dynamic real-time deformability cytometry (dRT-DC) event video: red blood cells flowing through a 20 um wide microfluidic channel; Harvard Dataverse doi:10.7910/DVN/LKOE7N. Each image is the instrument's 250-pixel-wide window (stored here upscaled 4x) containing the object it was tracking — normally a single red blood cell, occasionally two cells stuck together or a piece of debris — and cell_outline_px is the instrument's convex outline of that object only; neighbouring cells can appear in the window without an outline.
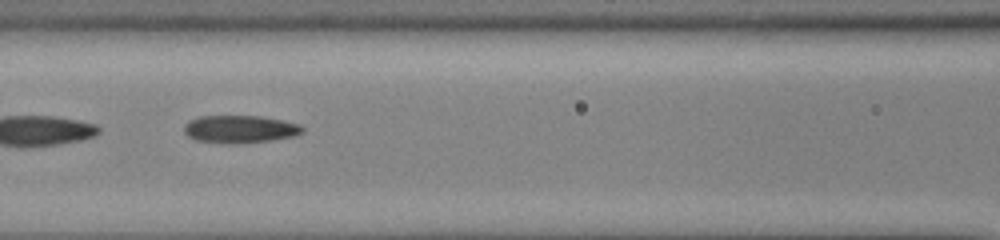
{"species": "common noctule bat (a hibernating species)", "species_latin": "Nyctalus noctula", "temperature_condition": "cold", "stored_images_in_passage": 34, "segment_of_instrument_passage": [2, 2], "camera_frame_rate_fps": 3000, "um_per_image_px": 0.085, "animal": {"sex": "male", "body_mass_g": 13.0, "forearm_length_mm": 53.1}, "frame": {"image": 1, "passage_image": 26, "time_ms": 8.333, "image_size_px": [1000, 240], "cell_outline_px": [[304, 132], [296, 136], [272, 140], [232, 144], [228, 144], [196, 140], [188, 136], [184, 132], [184, 124], [188, 120], [200, 116], [260, 116], [284, 120], [300, 124], [304, 128]], "centroid_in_image_um": [20.41, 10.97], "position_along_channel_um": 146.2, "area_um2": 19.31}}